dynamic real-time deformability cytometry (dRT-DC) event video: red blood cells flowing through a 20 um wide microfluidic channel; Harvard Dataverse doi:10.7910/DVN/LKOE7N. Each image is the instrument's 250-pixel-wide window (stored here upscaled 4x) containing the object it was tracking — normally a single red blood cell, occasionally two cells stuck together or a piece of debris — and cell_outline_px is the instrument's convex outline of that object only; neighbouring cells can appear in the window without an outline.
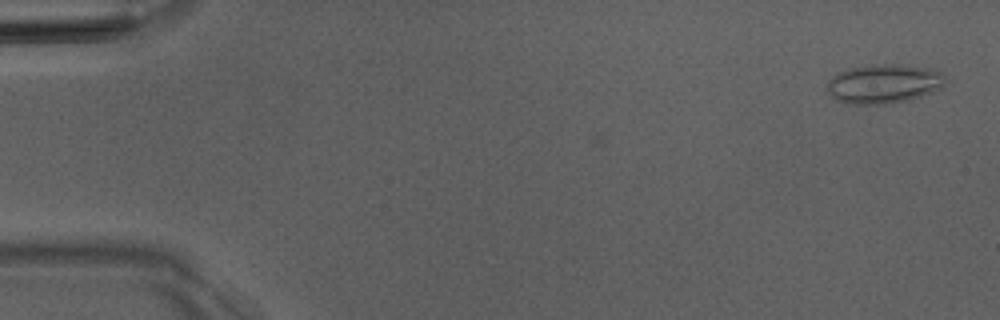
{"species": "Egyptian fruit bat (a non-hibernating species)", "species_latin": "Rousettus aegyptiacus", "temperature_condition": "room temperature", "stored_images_in_passage": 5, "camera_frame_rate_fps": 3000, "um_per_image_px": 0.085, "animal": {"sex": "male"}, "frame": {"image": 1, "passage_image": 1, "time_ms": 0.0, "image_size_px": [1000, 320], "cell_outline_px": [[944, 84], [940, 88], [932, 92], [908, 100], [884, 104], [844, 104], [836, 100], [828, 92], [828, 80], [832, 76], [840, 72], [852, 68], [876, 64], [900, 64], [928, 68], [940, 72], [944, 76]], "centroid_in_image_um": [75.1, 7.13], "position_along_channel_um": 9.9, "area_um2": 26.82}}